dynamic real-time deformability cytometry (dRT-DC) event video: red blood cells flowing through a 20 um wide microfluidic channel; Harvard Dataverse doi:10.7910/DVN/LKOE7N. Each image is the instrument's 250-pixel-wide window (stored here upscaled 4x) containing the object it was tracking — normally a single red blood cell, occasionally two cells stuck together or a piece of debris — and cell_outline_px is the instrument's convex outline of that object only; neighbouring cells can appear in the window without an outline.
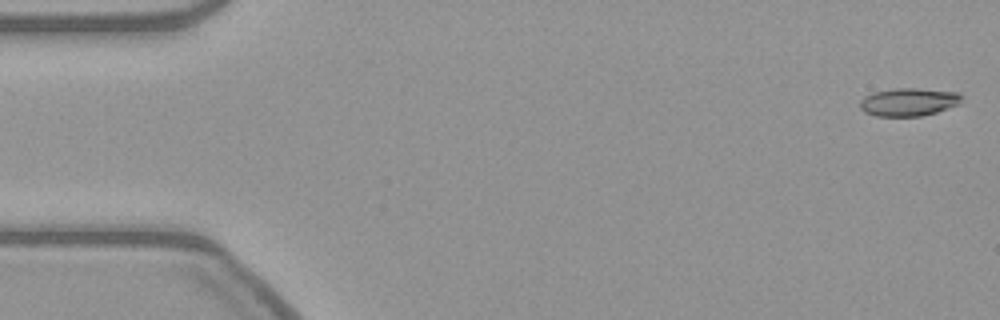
{"species": "common noctule bat (a hibernating species)", "species_latin": "Nyctalus noctula", "temperature_condition": "warm", "stored_images_in_passage": 55, "camera_frame_rate_fps": 3000, "um_per_image_px": 0.085, "animal": {"sex": "female", "body_mass_g": 21.9}, "frame": {"image": 1, "passage_image": 1, "time_ms": 0.0, "image_size_px": [1000, 320], "cell_outline_px": [[964, 96], [960, 104], [936, 112], [920, 116], [876, 116], [864, 112], [860, 108], [860, 100], [864, 96], [872, 92], [896, 88], [916, 88], [960, 92]], "centroid_in_image_um": [77.25, 8.66], "position_along_channel_um": 7.7, "area_um2": 16.82}}
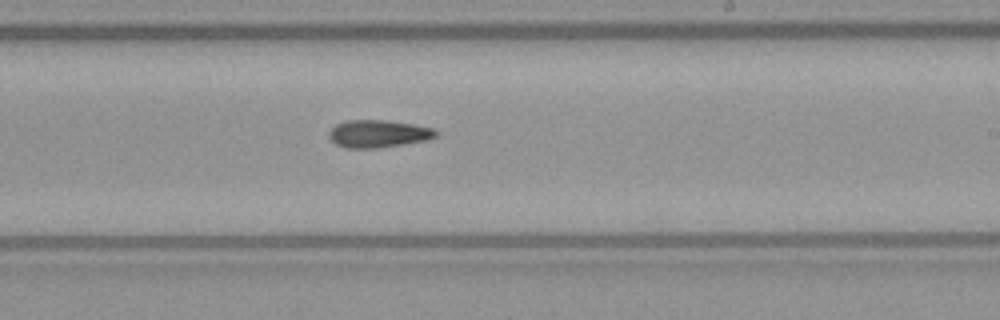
{"frame": {"image": 2, "passage_image": 32, "time_ms": 10.333, "image_size_px": [1000, 320], "cell_outline_px": [[440, 132], [436, 136], [424, 140], [404, 144], [376, 148], [344, 148], [336, 144], [328, 136], [328, 132], [336, 124], [348, 120], [384, 120], [412, 124], [432, 128]], "centroid_in_image_um": [32.12, 11.37], "position_along_channel_um": 256.9, "area_um2": 17.05}}
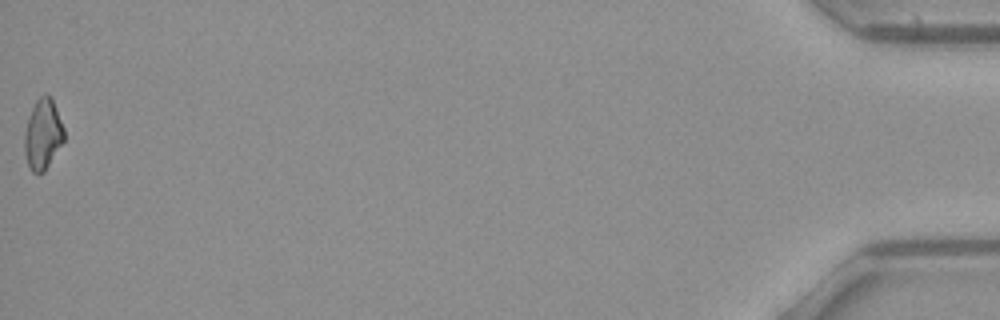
{"frame": {"image": 3, "passage_image": 55, "time_ms": 18.0, "image_size_px": [1000, 320], "cell_outline_px": [[64, 140], [44, 172], [32, 172], [28, 164], [24, 152], [24, 132], [28, 116], [36, 100], [44, 92], [48, 92], [52, 96], [64, 128]], "centroid_in_image_um": [3.64, 11.35], "position_along_channel_um": 431.6, "area_um2": 16.42}}